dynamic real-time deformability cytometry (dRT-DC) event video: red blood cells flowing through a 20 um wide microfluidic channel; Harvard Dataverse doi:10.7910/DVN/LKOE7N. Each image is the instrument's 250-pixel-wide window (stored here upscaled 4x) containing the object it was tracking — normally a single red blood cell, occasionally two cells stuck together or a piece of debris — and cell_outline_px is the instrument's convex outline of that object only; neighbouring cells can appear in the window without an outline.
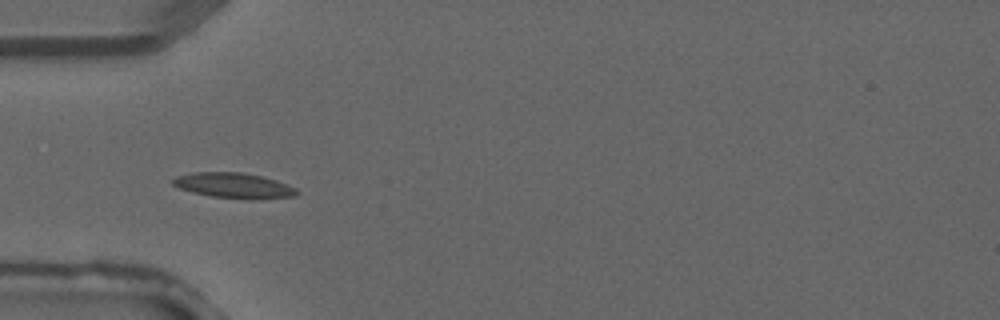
{"species": "common noctule bat (a hibernating species)", "species_latin": "Nyctalus noctula", "temperature_condition": "warm", "stored_images_in_passage": 4, "camera_frame_rate_fps": 3000, "um_per_image_px": 0.085, "animal": {"sex": "male", "forearm_length_mm": 52.5}, "frame": {"image": 1, "passage_image": 4, "time_ms": 1.0, "image_size_px": [1000, 320], "cell_outline_px": [[300, 192], [296, 196], [256, 200], [248, 200], [212, 196], [192, 192], [180, 188], [172, 184], [172, 180], [176, 176], [192, 172], [240, 172], [260, 176], [276, 180], [288, 184], [296, 188]], "centroid_in_image_um": [19.92, 15.78], "position_along_channel_um": 65.1, "area_um2": 18.5}}